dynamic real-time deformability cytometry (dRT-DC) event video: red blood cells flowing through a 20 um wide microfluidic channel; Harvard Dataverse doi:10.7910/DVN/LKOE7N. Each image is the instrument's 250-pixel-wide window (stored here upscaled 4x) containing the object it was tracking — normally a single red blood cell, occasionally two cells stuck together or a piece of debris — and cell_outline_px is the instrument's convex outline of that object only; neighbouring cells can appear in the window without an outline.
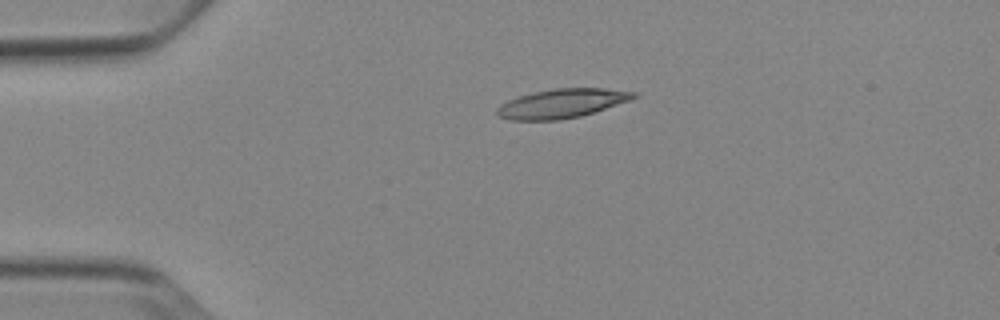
{"species": "Egyptian fruit bat (a non-hibernating species)", "species_latin": "Rousettus aegyptiacus", "temperature_condition": "cold", "stored_images_in_passage": 42, "camera_frame_rate_fps": 3000, "um_per_image_px": 0.085, "animal": {"sex": "female"}, "frame": {"image": 1, "passage_image": 1, "time_ms": 0.0, "image_size_px": [1000, 320], "cell_outline_px": [[640, 96], [580, 116], [560, 120], [512, 120], [496, 116], [496, 108], [500, 104], [508, 100], [520, 96], [552, 88], [604, 88], [636, 92]], "centroid_in_image_um": [47.71, 8.79], "position_along_channel_um": 37.3, "area_um2": 22.95}}
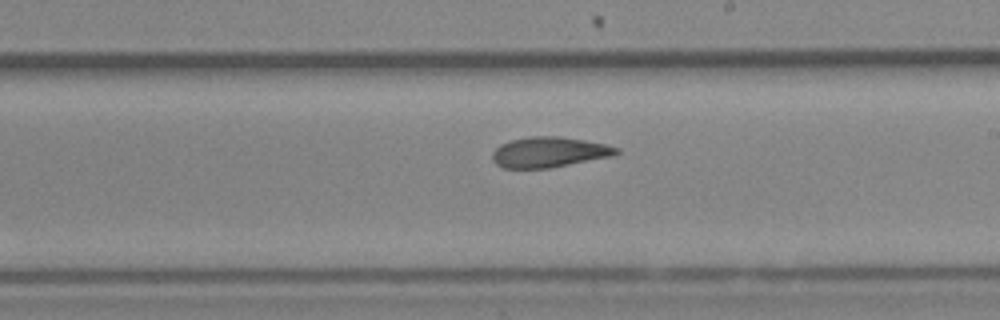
{"frame": {"image": 2, "passage_image": 20, "time_ms": 6.333, "image_size_px": [1000, 320], "cell_outline_px": [[620, 152], [616, 156], [548, 168], [504, 168], [496, 164], [492, 160], [492, 152], [500, 144], [512, 140], [532, 136], [560, 136], [584, 140], [604, 144], [620, 148]], "centroid_in_image_um": [46.7, 12.93], "position_along_channel_um": 242.3, "area_um2": 22.08}}
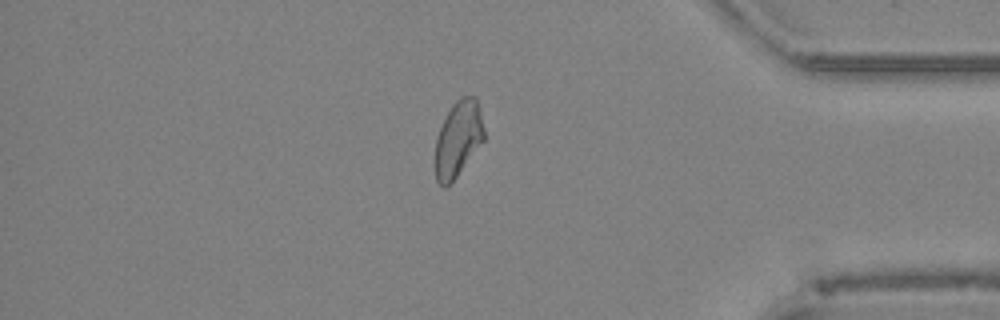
{"frame": {"image": 3, "passage_image": 34, "time_ms": 11.0, "image_size_px": [1000, 320], "cell_outline_px": [[484, 140], [448, 188], [444, 188], [436, 180], [436, 140], [440, 128], [452, 104], [460, 96], [476, 96], [484, 128]], "centroid_in_image_um": [38.95, 11.81], "position_along_channel_um": 396.2, "area_um2": 21.44}, "authors_computed_cell_mechanics": {"area_um2": 22.253, "velocity_mm_per_s": 3.8535, "shape_relaxation_time_tau1_ms": null, "shape_relaxation_time_tau2_ms": 3.752, "deformation_change_tau1": null, "deformation_change_tau2": 0.1239}}